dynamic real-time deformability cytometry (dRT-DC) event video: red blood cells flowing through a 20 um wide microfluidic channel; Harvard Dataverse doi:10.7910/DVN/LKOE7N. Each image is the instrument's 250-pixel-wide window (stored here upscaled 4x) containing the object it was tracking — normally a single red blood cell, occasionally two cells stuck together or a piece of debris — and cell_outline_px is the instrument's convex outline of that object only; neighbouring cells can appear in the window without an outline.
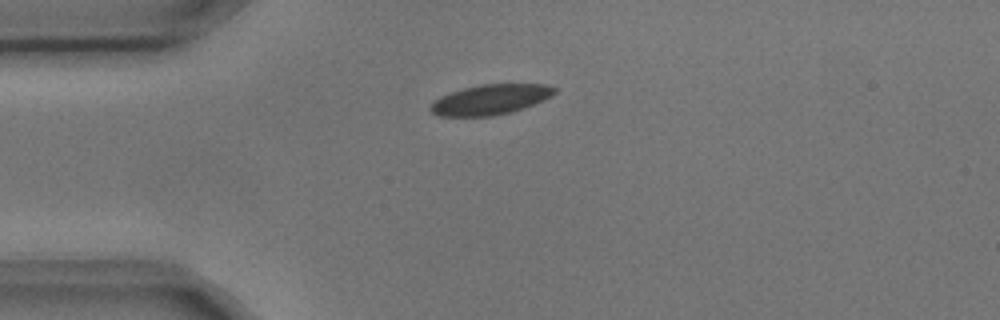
{"species": "common noctule bat (a hibernating species)", "species_latin": "Nyctalus noctula", "temperature_condition": "cold", "stored_images_in_passage": 7, "camera_frame_rate_fps": 3000, "um_per_image_px": 0.085, "animal": {"sex": "male", "body_mass_g": 17.9, "forearm_length_mm": 54.2}, "frame": {"image": 1, "passage_image": 1, "time_ms": 0.0, "image_size_px": [1000, 320], "cell_outline_px": [[556, 92], [552, 96], [544, 100], [508, 112], [492, 116], [440, 116], [432, 112], [428, 108], [440, 96], [464, 88], [480, 84], [548, 84], [556, 88]], "centroid_in_image_um": [41.69, 8.45], "position_along_channel_um": 43.3, "area_um2": 21.5}}
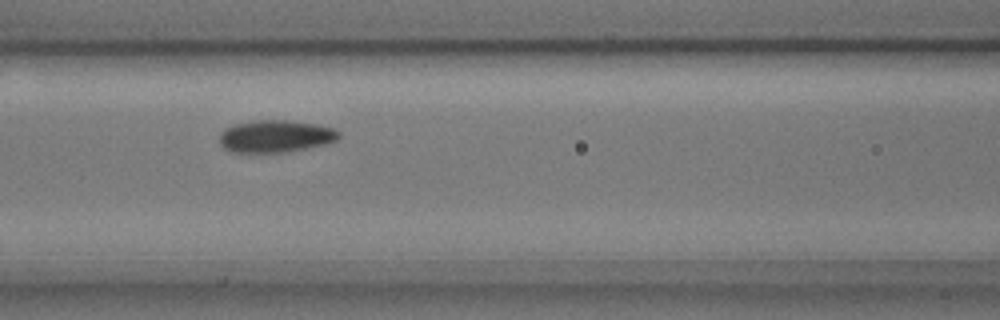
{"frame": {"image": 2, "passage_image": 4, "time_ms": 1.0, "image_size_px": [1000, 320], "cell_outline_px": [[340, 136], [336, 140], [324, 144], [308, 148], [284, 152], [228, 152], [220, 144], [220, 132], [224, 128], [236, 124], [256, 120], [284, 120], [316, 124], [336, 128], [340, 132]], "centroid_in_image_um": [23.41, 11.58], "position_along_channel_um": 143.2, "area_um2": 22.48}}
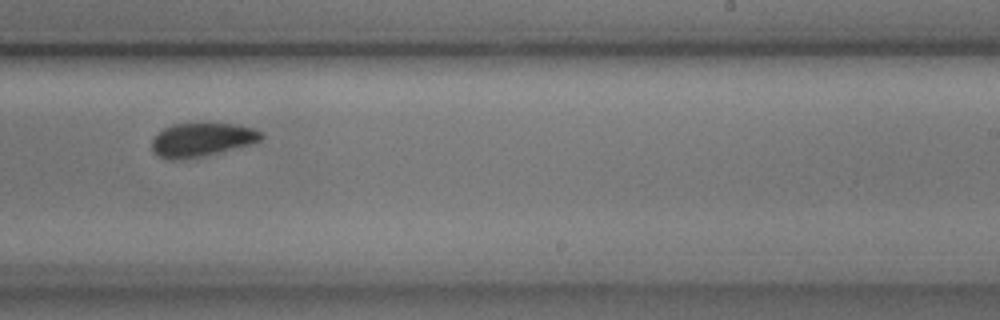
{"frame": {"image": 3, "passage_image": 7, "time_ms": 2.0, "image_size_px": [1000, 320], "cell_outline_px": [[264, 136], [256, 144], [200, 156], [180, 160], [168, 160], [156, 156], [152, 152], [152, 140], [164, 128], [172, 124], [232, 124], [252, 128], [264, 132]], "centroid_in_image_um": [17.17, 11.89], "position_along_channel_um": 271.8, "area_um2": 21.5}}